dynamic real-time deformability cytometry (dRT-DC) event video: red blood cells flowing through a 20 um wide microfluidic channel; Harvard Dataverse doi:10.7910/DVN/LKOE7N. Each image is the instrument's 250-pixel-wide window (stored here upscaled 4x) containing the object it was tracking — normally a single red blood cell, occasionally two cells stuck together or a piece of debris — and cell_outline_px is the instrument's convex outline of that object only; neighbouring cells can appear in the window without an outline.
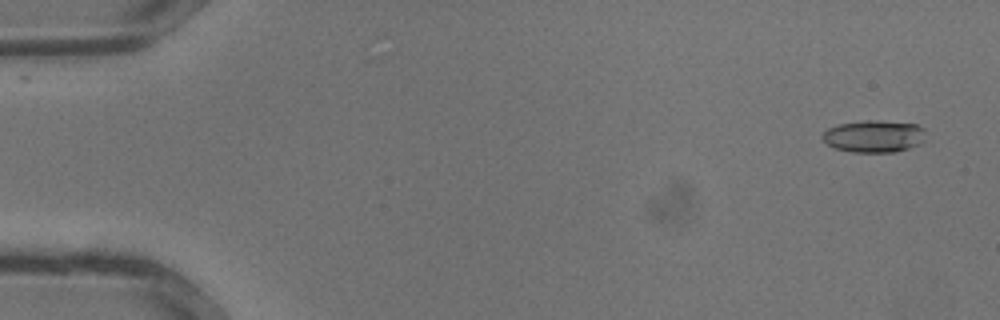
{"species": "common noctule bat (a hibernating species)", "species_latin": "Nyctalus noctula", "temperature_condition": "warm", "stored_images_in_passage": 33, "camera_frame_rate_fps": 3000, "um_per_image_px": 0.085, "animal": {"sex": "male", "body_mass_g": 13.3}, "frame": {"image": 1, "passage_image": 1, "time_ms": 0.0, "image_size_px": [1000, 320], "cell_outline_px": [[924, 140], [920, 144], [896, 152], [852, 152], [836, 148], [828, 144], [820, 136], [828, 128], [836, 124], [864, 120], [880, 120], [916, 124], [924, 128]], "centroid_in_image_um": [74.28, 11.57], "position_along_channel_um": 10.7, "area_um2": 19.48}}
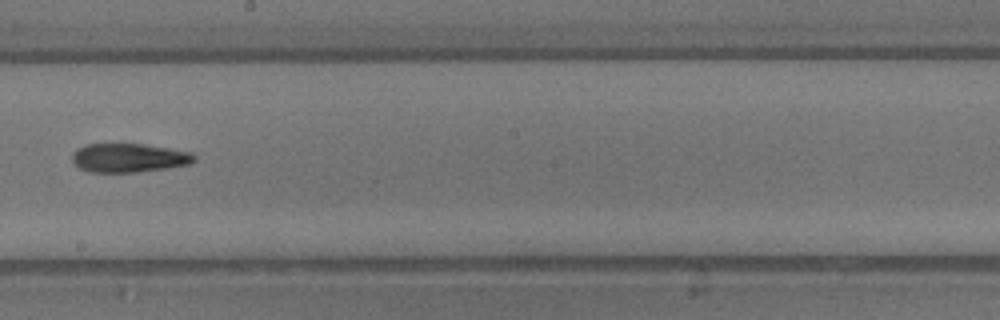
{"frame": {"image": 2, "passage_image": 19, "time_ms": 6.0, "image_size_px": [1000, 320], "cell_outline_px": [[196, 160], [192, 164], [168, 168], [140, 172], [88, 172], [72, 164], [72, 152], [76, 148], [84, 144], [144, 144], [192, 152], [196, 156]], "centroid_in_image_um": [10.95, 13.42], "position_along_channel_um": 237.3, "area_um2": 20.92}}
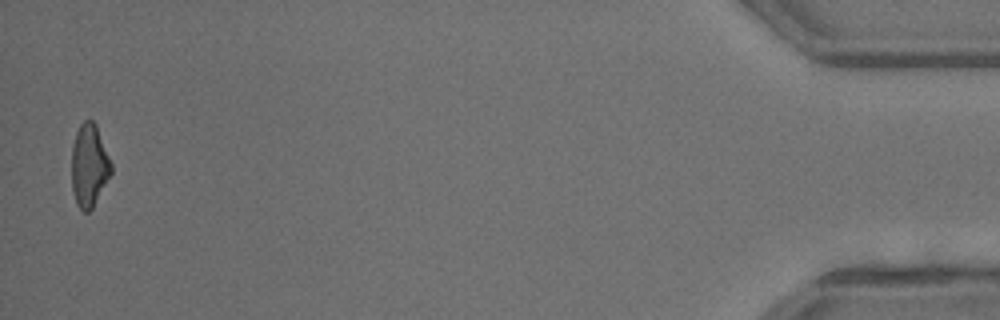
{"frame": {"image": 3, "passage_image": 33, "time_ms": 10.667, "image_size_px": [1000, 320], "cell_outline_px": [[112, 172], [92, 208], [88, 212], [84, 212], [76, 204], [72, 192], [72, 144], [76, 132], [80, 124], [84, 120], [92, 120], [96, 124], [112, 164]], "centroid_in_image_um": [7.57, 14.06], "position_along_channel_um": 427.6, "area_um2": 19.07}}